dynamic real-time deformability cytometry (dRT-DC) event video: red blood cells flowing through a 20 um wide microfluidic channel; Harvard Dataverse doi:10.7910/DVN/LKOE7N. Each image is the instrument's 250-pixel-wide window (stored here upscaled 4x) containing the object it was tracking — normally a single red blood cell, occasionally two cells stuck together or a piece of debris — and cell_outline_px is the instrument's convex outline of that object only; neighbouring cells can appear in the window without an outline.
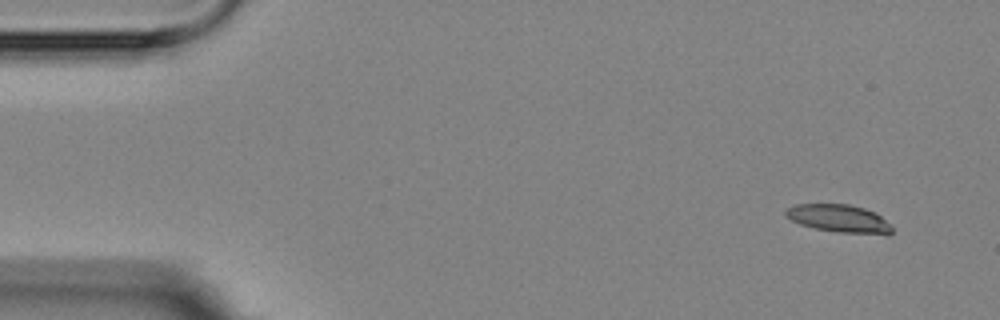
{"species": "Egyptian fruit bat (a non-hibernating species)", "species_latin": "Rousettus aegyptiacus", "temperature_condition": "room temperature", "stored_images_in_passage": 7, "camera_frame_rate_fps": 3000, "um_per_image_px": 0.085, "animal": {"sex": "female"}, "frame": {"image": 1, "passage_image": 1, "time_ms": 0.0, "image_size_px": [1000, 320], "cell_outline_px": [[892, 232], [888, 236], [840, 232], [816, 228], [800, 224], [784, 216], [784, 212], [788, 208], [796, 204], [848, 204], [864, 208], [876, 212], [892, 224]], "centroid_in_image_um": [71.4, 18.59], "position_along_channel_um": 13.6, "area_um2": 17.51}}
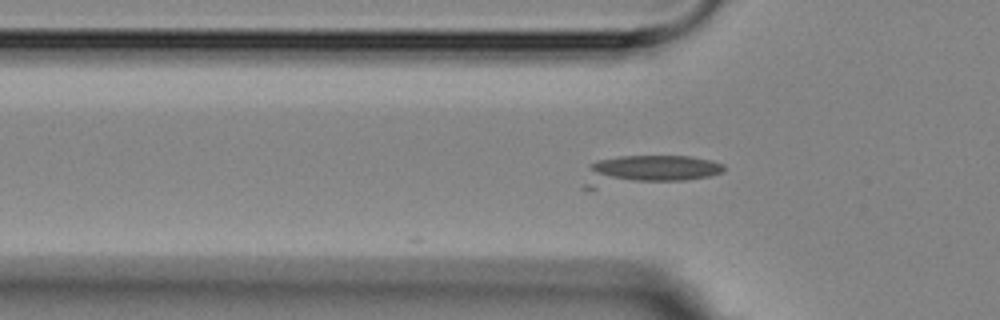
{"frame": {"image": 2, "passage_image": 5, "time_ms": 4.667, "image_size_px": [1000, 320], "cell_outline_px": [[724, 172], [708, 176], [684, 180], [592, 192], [580, 188], [588, 164], [596, 160], [620, 156], [692, 156], [712, 160], [724, 164]], "centroid_in_image_um": [54.87, 14.55], "position_along_channel_um": 70.9, "area_um2": 26.13}}
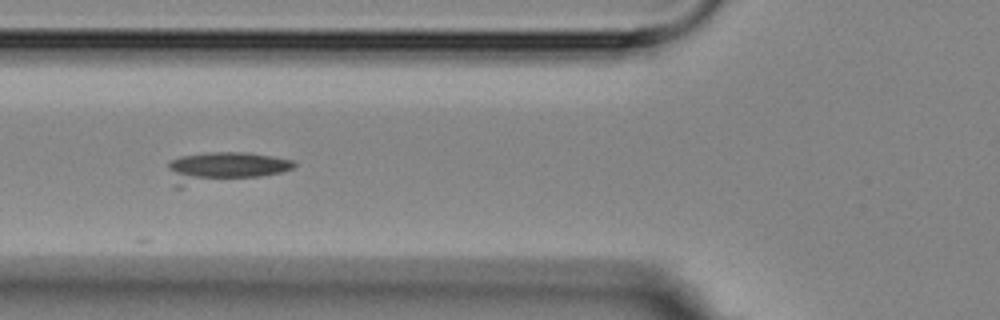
{"frame": {"image": 3, "passage_image": 6, "time_ms": 5.667, "image_size_px": [1000, 320], "cell_outline_px": [[296, 164], [292, 168], [280, 172], [260, 176], [180, 188], [172, 188], [168, 168], [168, 164], [172, 160], [180, 156], [204, 152], [248, 152], [272, 156], [292, 160]], "centroid_in_image_um": [18.94, 14.24], "position_along_channel_um": 106.9, "area_um2": 22.83}}